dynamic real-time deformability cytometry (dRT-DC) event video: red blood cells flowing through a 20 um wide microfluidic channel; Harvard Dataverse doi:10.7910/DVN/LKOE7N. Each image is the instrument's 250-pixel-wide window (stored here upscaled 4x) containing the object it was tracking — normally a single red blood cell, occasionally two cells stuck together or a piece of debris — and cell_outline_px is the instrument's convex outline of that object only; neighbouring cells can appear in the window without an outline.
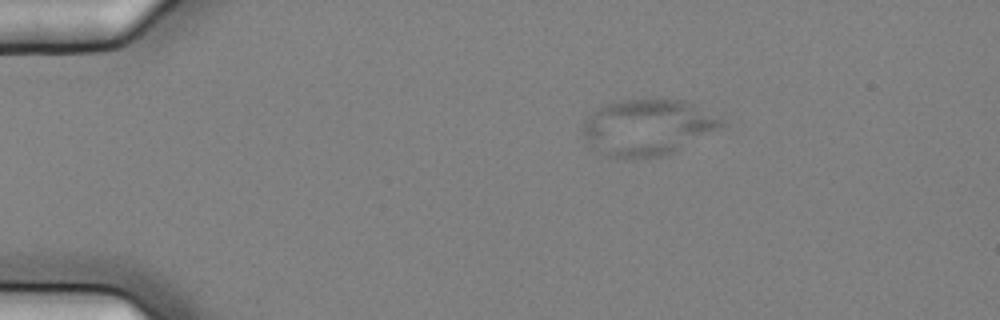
{"species": "common noctule bat (a hibernating species)", "species_latin": "Nyctalus noctula", "temperature_condition": "cold", "stored_images_in_passage": 4, "camera_frame_rate_fps": 3000, "um_per_image_px": 0.085, "animal": {"sex": "female", "body_mass_g": 25.1}, "frame": {"image": 1, "passage_image": 2, "time_ms": 0.333, "image_size_px": [1000, 320], "cell_outline_px": [[728, 124], [672, 152], [660, 156], [608, 156], [596, 152], [592, 148], [584, 132], [584, 120], [600, 104], [624, 100], [684, 100], [724, 120]], "centroid_in_image_um": [55.02, 10.79], "position_along_channel_um": 30.0, "area_um2": 44.27}}